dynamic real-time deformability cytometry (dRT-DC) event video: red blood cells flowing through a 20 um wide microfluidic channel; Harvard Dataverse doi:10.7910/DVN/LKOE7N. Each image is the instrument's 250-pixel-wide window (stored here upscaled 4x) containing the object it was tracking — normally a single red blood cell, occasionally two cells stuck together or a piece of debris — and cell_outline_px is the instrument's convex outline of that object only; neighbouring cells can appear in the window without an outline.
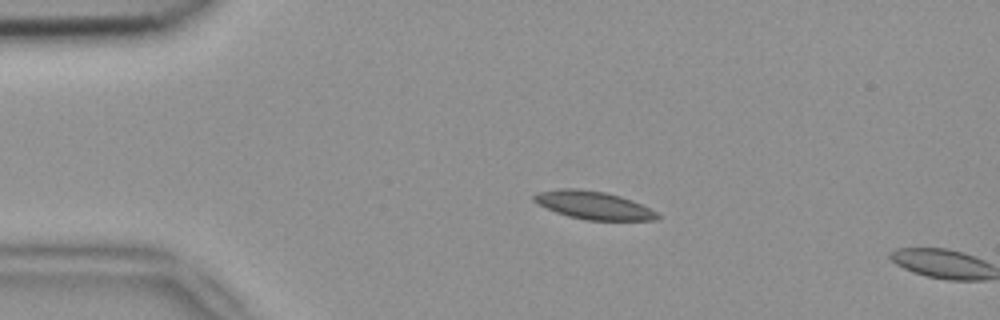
{"species": "common noctule bat (a hibernating species)", "species_latin": "Nyctalus noctula", "temperature_condition": "room temperature", "stored_images_in_passage": 11, "camera_frame_rate_fps": 3000, "um_per_image_px": 0.085, "animal": {"sex": "female", "body_mass_g": 18.4}, "frame": {"image": 1, "passage_image": 10, "time_ms": 3.0, "image_size_px": [1000, 320], "cell_outline_px": [[660, 216], [656, 220], [588, 220], [568, 216], [556, 212], [532, 200], [532, 196], [536, 192], [560, 188], [576, 188], [604, 192], [620, 196], [632, 200], [656, 212]], "centroid_in_image_um": [50.41, 17.43], "position_along_channel_um": 34.6, "area_um2": 19.94}}